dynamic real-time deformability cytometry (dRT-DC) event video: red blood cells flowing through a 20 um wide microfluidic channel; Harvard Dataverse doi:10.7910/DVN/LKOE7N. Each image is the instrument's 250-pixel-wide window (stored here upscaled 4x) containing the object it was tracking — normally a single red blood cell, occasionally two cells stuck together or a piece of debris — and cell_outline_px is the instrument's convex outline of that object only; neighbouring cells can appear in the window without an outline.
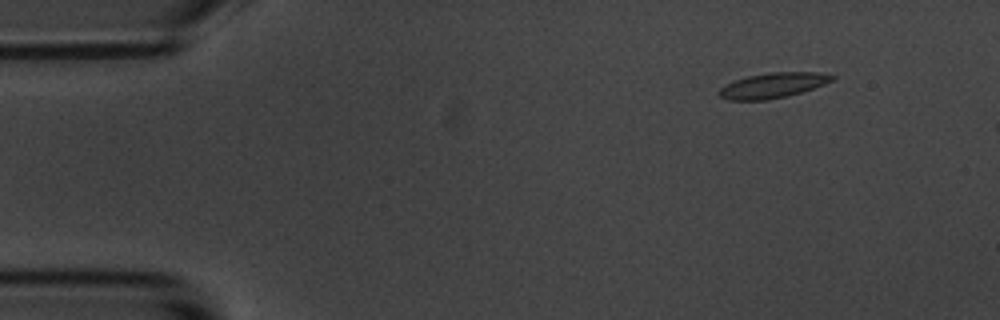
{"species": "common noctule bat (a hibernating species)", "species_latin": "Nyctalus noctula", "temperature_condition": "room temperature", "stored_images_in_passage": 6, "camera_frame_rate_fps": 3000, "um_per_image_px": 0.085, "animal": {"sex": "male", "body_mass_g": 20.1, "forearm_length_mm": 53.5}, "frame": {"image": 1, "passage_image": 3, "time_ms": 2.0, "image_size_px": [1000, 320], "cell_outline_px": [[836, 76], [832, 80], [824, 84], [800, 92], [784, 96], [764, 100], [728, 100], [720, 96], [720, 88], [736, 80], [748, 76], [772, 72], [816, 72]], "centroid_in_image_um": [65.69, 7.25], "position_along_channel_um": 19.3, "area_um2": 16.07}}